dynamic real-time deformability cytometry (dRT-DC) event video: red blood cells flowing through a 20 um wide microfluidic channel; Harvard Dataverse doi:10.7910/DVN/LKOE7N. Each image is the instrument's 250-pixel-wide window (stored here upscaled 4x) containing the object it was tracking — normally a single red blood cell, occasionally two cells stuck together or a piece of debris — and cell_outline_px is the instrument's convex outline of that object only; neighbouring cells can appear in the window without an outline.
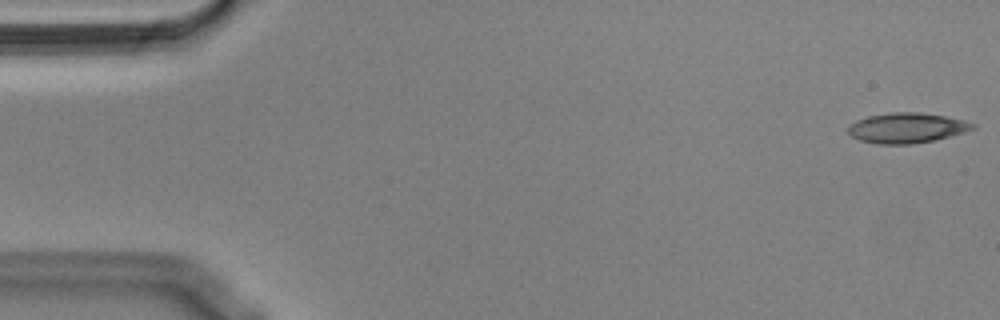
{"species": "Egyptian fruit bat (a non-hibernating species)", "species_latin": "Rousettus aegyptiacus", "temperature_condition": "cold", "stored_images_in_passage": 55, "camera_frame_rate_fps": 3000, "um_per_image_px": 0.085, "animal": {"sex": "male"}, "frame": {"image": 1, "passage_image": 1, "time_ms": 0.0, "image_size_px": [1000, 320], "cell_outline_px": [[976, 124], [972, 128], [964, 132], [936, 140], [912, 144], [876, 144], [860, 140], [852, 136], [848, 132], [848, 124], [856, 120], [868, 116], [892, 112], [920, 112], [944, 116], [964, 120]], "centroid_in_image_um": [77.04, 10.87], "position_along_channel_um": 8.0, "area_um2": 21.91}}
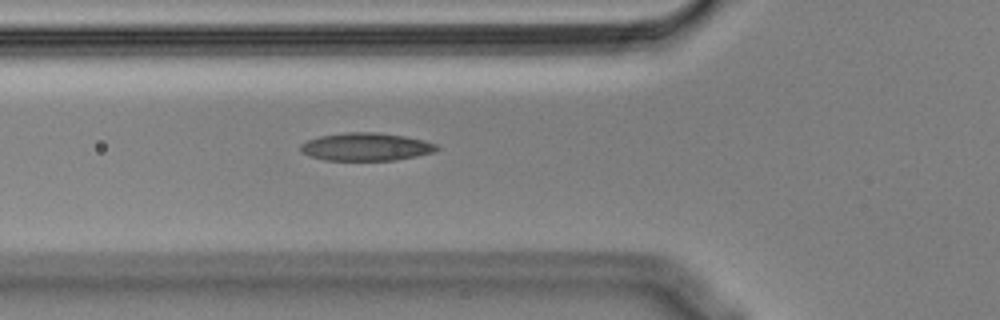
{"frame": {"image": 2, "passage_image": 19, "time_ms": 6.0, "image_size_px": [1000, 320], "cell_outline_px": [[440, 148], [432, 152], [416, 156], [396, 160], [324, 160], [308, 156], [300, 152], [300, 144], [308, 140], [320, 136], [348, 132], [376, 132], [404, 136], [424, 140], [436, 144]], "centroid_in_image_um": [31.08, 12.48], "position_along_channel_um": 94.7, "area_um2": 22.14}}
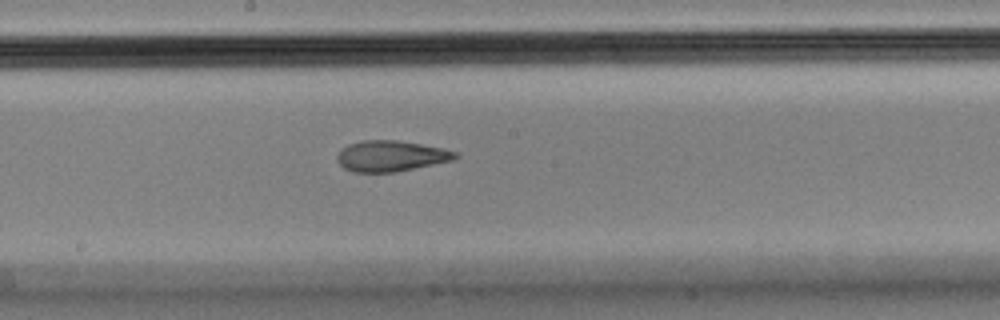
{"frame": {"image": 3, "passage_image": 29, "time_ms": 9.333, "image_size_px": [1000, 320], "cell_outline_px": [[460, 156], [452, 160], [396, 172], [352, 172], [344, 168], [336, 160], [336, 156], [340, 148], [348, 144], [364, 140], [396, 140], [444, 148], [456, 152]], "centroid_in_image_um": [33.19, 13.26], "position_along_channel_um": 215.0, "area_um2": 21.27}, "authors_computed_cell_mechanics": {"area_um2": 22.0796, "velocity_mm_per_s": 3.5895, "shape_relaxation_time_tau1_ms": null, "shape_relaxation_time_tau2_ms": 2.9359, "deformation_change_tau1": null, "deformation_change_tau2": 0.119}}